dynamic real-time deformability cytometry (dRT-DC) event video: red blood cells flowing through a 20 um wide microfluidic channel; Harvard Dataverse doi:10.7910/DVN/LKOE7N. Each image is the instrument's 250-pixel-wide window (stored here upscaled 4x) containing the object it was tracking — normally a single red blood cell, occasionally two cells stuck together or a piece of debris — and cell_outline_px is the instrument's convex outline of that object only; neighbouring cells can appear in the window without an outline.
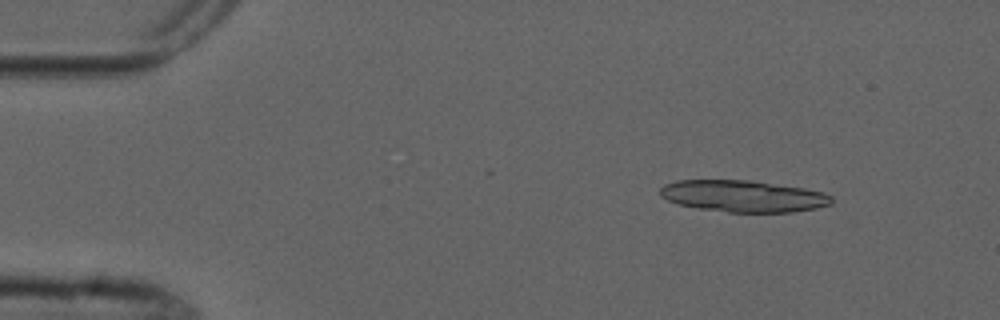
{"species": "common noctule bat (a hibernating species)", "species_latin": "Nyctalus noctula", "temperature_condition": "cold", "stored_images_in_passage": 8, "camera_frame_rate_fps": 3000, "um_per_image_px": 0.085, "animal": {"sex": "male", "forearm_length_mm": 52.5}, "frame": {"image": 1, "passage_image": 1, "time_ms": 0.0, "image_size_px": [1000, 320], "cell_outline_px": [[832, 204], [816, 208], [792, 212], [728, 212], [700, 208], [680, 204], [668, 200], [660, 196], [660, 188], [664, 184], [676, 180], [748, 180], [804, 188], [824, 192], [832, 196]], "centroid_in_image_um": [63.18, 16.66], "position_along_channel_um": 21.8, "area_um2": 31.56}}
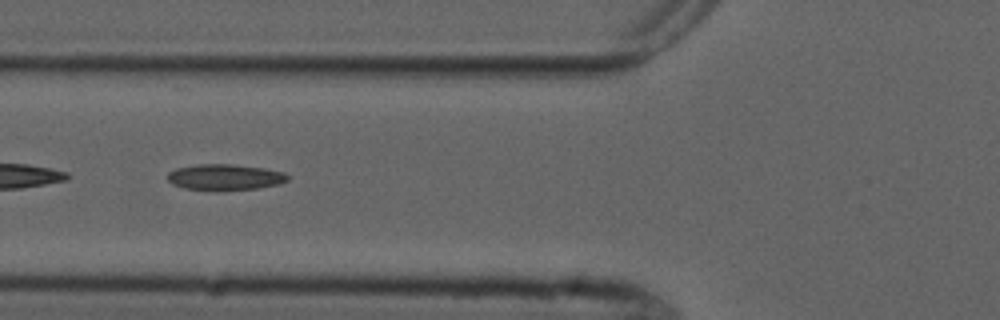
{"frame": {"image": 2, "passage_image": 5, "time_ms": 4.667, "image_size_px": [1000, 320], "cell_outline_px": [[288, 180], [280, 184], [256, 188], [220, 192], [184, 188], [172, 184], [168, 180], [168, 172], [176, 168], [196, 164], [232, 164], [264, 168], [284, 172], [288, 176]], "centroid_in_image_um": [19.1, 15.07], "position_along_channel_um": 106.7, "area_um2": 18.55}}
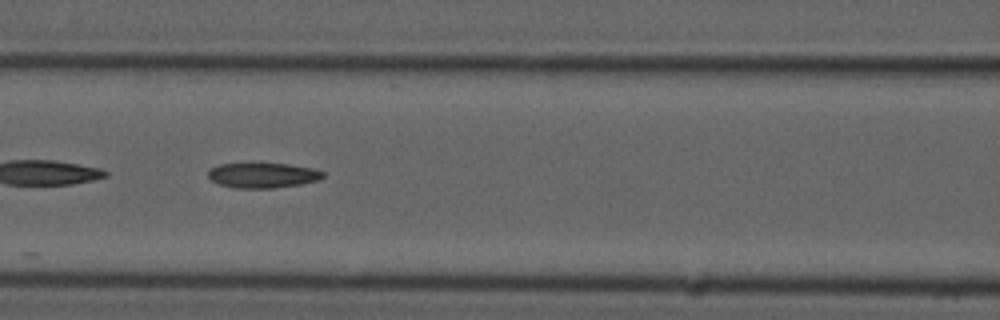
{"frame": {"image": 3, "passage_image": 6, "time_ms": 5.667, "image_size_px": [1000, 320], "cell_outline_px": [[324, 176], [320, 180], [300, 184], [272, 188], [236, 188], [220, 184], [212, 180], [208, 176], [208, 172], [216, 164], [256, 160], [288, 164], [312, 168], [324, 172]], "centroid_in_image_um": [22.31, 14.84], "position_along_channel_um": 144.3, "area_um2": 17.63}}